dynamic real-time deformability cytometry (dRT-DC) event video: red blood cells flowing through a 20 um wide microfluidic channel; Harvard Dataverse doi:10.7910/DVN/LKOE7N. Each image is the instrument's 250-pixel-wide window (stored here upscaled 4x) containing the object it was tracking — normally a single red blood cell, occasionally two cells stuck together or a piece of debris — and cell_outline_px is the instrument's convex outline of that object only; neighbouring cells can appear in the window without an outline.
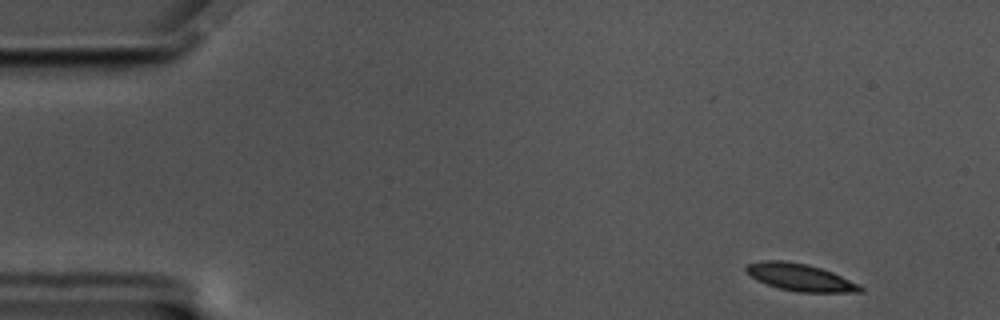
{"species": "common noctule bat (a hibernating species)", "species_latin": "Nyctalus noctula", "temperature_condition": "cold", "stored_images_in_passage": 54, "camera_frame_rate_fps": 3000, "um_per_image_px": 0.085, "animal": {"sex": "male", "body_mass_g": 17.5, "forearm_length_mm": 52.3}, "frame": {"image": 1, "passage_image": 1, "time_ms": 0.0, "image_size_px": [1000, 320], "cell_outline_px": [[864, 292], [796, 292], [780, 288], [756, 280], [744, 268], [748, 264], [760, 260], [784, 260], [808, 264], [832, 272], [860, 284], [864, 288]], "centroid_in_image_um": [68.04, 23.57], "position_along_channel_um": 17.0, "area_um2": 18.09}}
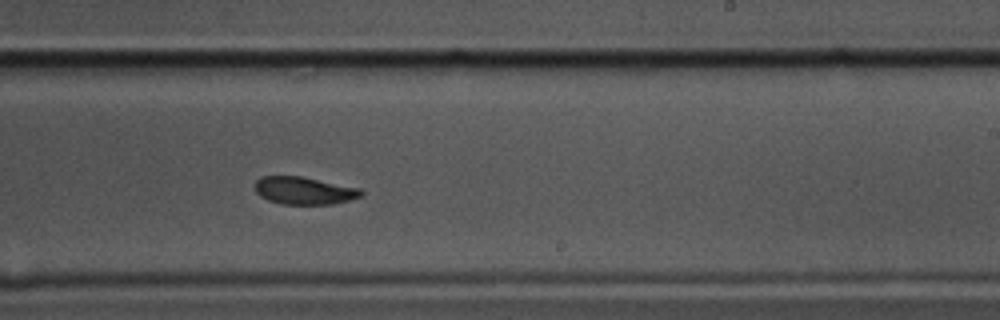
{"frame": {"image": 2, "passage_image": 31, "time_ms": 10.0, "image_size_px": [1000, 320], "cell_outline_px": [[364, 192], [360, 196], [348, 200], [332, 204], [284, 204], [268, 200], [260, 196], [256, 192], [256, 180], [260, 176], [300, 176], [360, 188]], "centroid_in_image_um": [25.83, 16.2], "position_along_channel_um": 263.2, "area_um2": 16.88}}
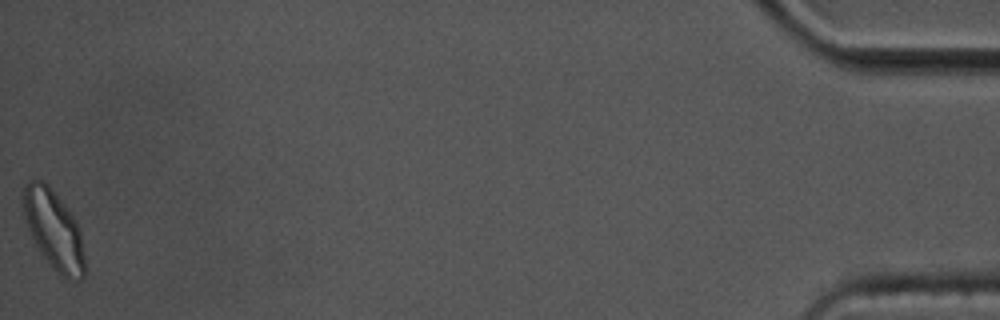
{"frame": {"image": 3, "passage_image": 54, "time_ms": 17.667, "image_size_px": [1000, 320], "cell_outline_px": [[84, 280], [68, 280], [60, 276], [52, 268], [40, 252], [28, 228], [20, 204], [20, 192], [24, 184], [28, 180], [44, 180], [52, 188], [68, 208], [80, 232], [84, 256]], "centroid_in_image_um": [4.52, 19.49], "position_along_channel_um": 430.7, "area_um2": 28.84}, "authors_computed_cell_mechanics": {"area_um2": 18.3226, "velocity_mm_per_s": 3.4535, "shape_relaxation_time_tau1_ms": 3.5258, "shape_relaxation_time_tau2_ms": 2.998, "deformation_change_tau1": 0.1127, "deformation_change_tau2": 0.0667}}